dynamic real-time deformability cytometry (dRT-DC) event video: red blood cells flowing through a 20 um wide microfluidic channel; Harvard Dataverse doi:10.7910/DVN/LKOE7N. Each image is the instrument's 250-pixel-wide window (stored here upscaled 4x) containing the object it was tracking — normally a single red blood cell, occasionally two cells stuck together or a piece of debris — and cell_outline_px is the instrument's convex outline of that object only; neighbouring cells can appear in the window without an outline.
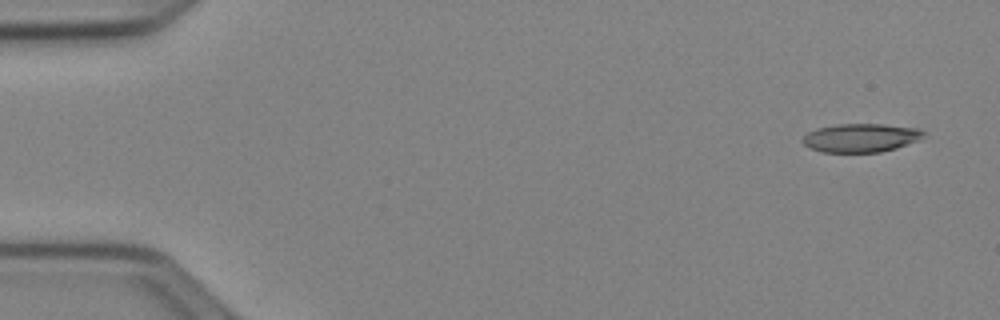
{"species": "Egyptian fruit bat (a non-hibernating species)", "species_latin": "Rousettus aegyptiacus", "temperature_condition": "cold", "stored_images_in_passage": 21, "camera_frame_rate_fps": 3000, "um_per_image_px": 0.085, "animal": {"sex": "female"}, "frame": {"image": 1, "passage_image": 1, "time_ms": 0.0, "image_size_px": [1000, 320], "cell_outline_px": [[924, 136], [920, 140], [896, 148], [880, 152], [824, 152], [812, 148], [804, 144], [800, 140], [808, 132], [816, 128], [836, 124], [884, 124], [920, 128], [924, 132]], "centroid_in_image_um": [73.19, 11.7], "position_along_channel_um": 11.8, "area_um2": 20.23}}
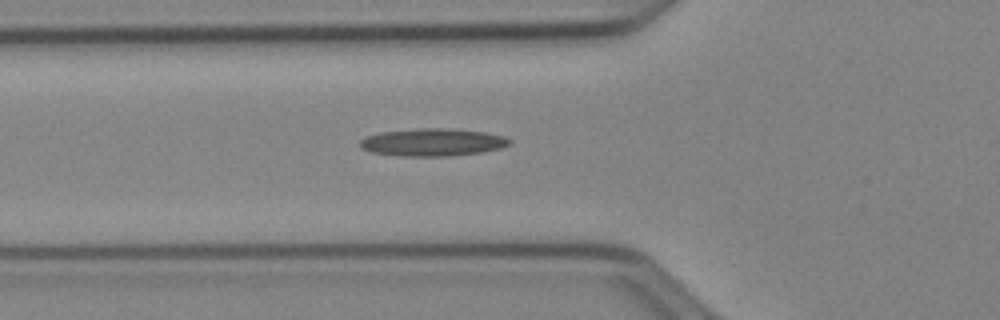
{"frame": {"image": 2, "passage_image": 17, "time_ms": 5.333, "image_size_px": [1000, 320], "cell_outline_px": [[512, 144], [500, 148], [480, 152], [452, 156], [400, 156], [372, 152], [360, 148], [360, 140], [364, 136], [380, 132], [420, 128], [448, 128], [484, 132], [504, 136], [512, 140]], "centroid_in_image_um": [36.76, 12.09], "position_along_channel_um": 89.0, "area_um2": 24.16}}
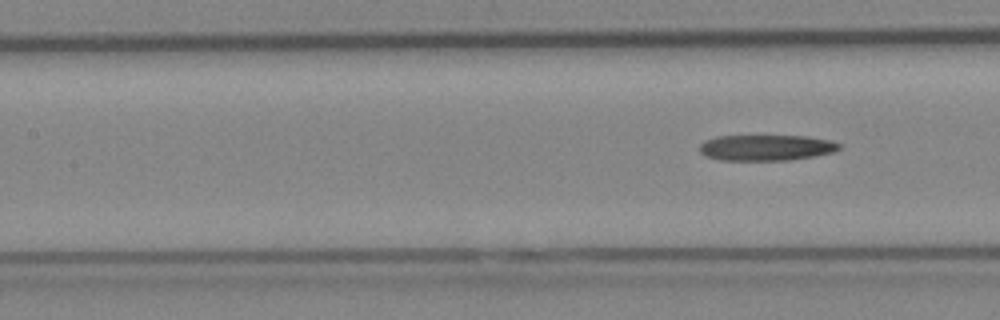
{"frame": {"image": 3, "passage_image": 21, "time_ms": 6.667, "image_size_px": [1000, 320], "cell_outline_px": [[840, 148], [832, 152], [812, 156], [788, 160], [720, 160], [708, 156], [700, 152], [700, 144], [704, 140], [716, 136], [808, 136], [832, 140], [840, 144]], "centroid_in_image_um": [65.12, 12.54], "position_along_channel_um": 142.3, "area_um2": 20.92}}